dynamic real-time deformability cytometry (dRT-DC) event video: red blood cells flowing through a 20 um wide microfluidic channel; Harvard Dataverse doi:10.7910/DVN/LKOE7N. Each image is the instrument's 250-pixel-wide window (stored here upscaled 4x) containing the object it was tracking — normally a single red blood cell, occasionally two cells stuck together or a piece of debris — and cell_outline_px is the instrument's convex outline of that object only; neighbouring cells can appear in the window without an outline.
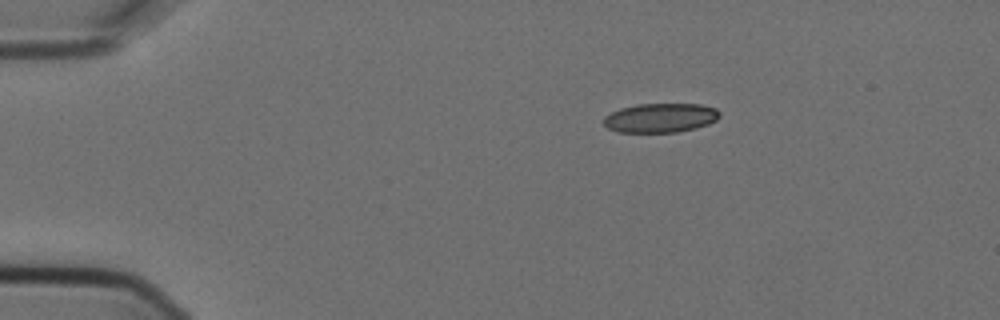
{"species": "Egyptian fruit bat (a non-hibernating species)", "species_latin": "Rousettus aegyptiacus", "temperature_condition": "cold", "stored_images_in_passage": 4, "segment_of_instrument_passage": [1, 2], "camera_frame_rate_fps": 3000, "um_per_image_px": 0.085, "animal": {"sex": "female"}, "frame": {"image": 1, "passage_image": 1, "time_ms": 0.0, "image_size_px": [1000, 320], "cell_outline_px": [[720, 116], [716, 120], [708, 124], [696, 128], [676, 132], [616, 132], [608, 128], [604, 124], [604, 116], [620, 108], [640, 104], [700, 104], [716, 108], [720, 112]], "centroid_in_image_um": [56.15, 10.02], "position_along_channel_um": 28.9, "area_um2": 19.77}}